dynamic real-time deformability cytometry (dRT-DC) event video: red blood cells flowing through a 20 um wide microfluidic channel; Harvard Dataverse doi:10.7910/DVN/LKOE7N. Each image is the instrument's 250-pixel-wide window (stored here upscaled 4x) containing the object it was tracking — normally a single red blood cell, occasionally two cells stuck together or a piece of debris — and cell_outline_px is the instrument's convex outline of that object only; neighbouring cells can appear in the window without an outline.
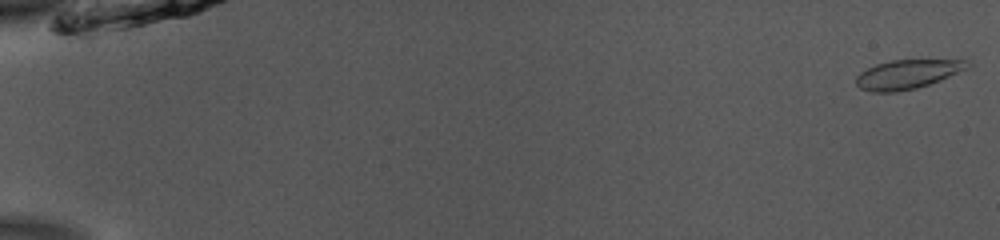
{"species": "common noctule bat (a hibernating species)", "species_latin": "Nyctalus noctula", "temperature_condition": "room temperature", "stored_images_in_passage": 53, "camera_frame_rate_fps": 3000, "um_per_image_px": 0.085, "animal": {"sex": "male", "body_mass_g": 13.0, "forearm_length_mm": 53.1}, "frame": {"image": 1, "passage_image": 1, "time_ms": 0.0, "image_size_px": [1000, 240], "cell_outline_px": [[972, 64], [968, 68], [928, 84], [916, 88], [896, 92], [872, 92], [860, 88], [856, 84], [856, 76], [860, 72], [876, 64], [892, 60], [968, 60]], "centroid_in_image_um": [77.1, 6.31], "position_along_channel_um": 7.9, "area_um2": 18.67}}
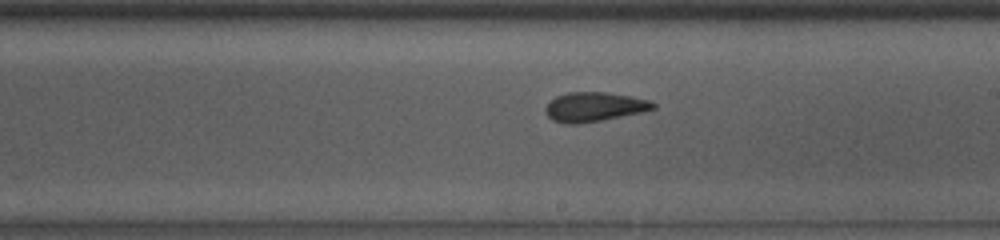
{"frame": {"image": 2, "passage_image": 32, "time_ms": 10.333, "image_size_px": [1000, 240], "cell_outline_px": [[656, 108], [640, 112], [580, 124], [564, 124], [552, 120], [548, 116], [544, 108], [556, 96], [568, 92], [604, 92], [652, 100], [656, 104]], "centroid_in_image_um": [50.49, 9.08], "position_along_channel_um": 238.5, "area_um2": 18.26}}
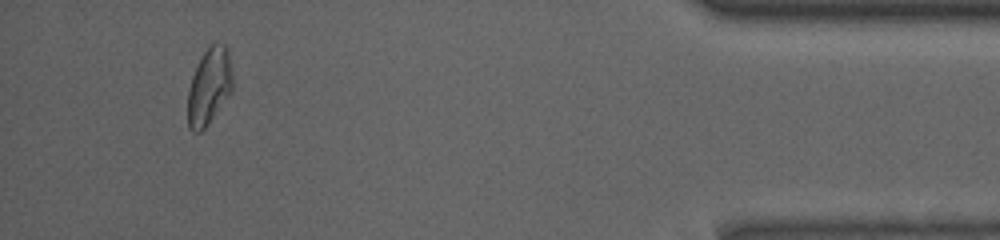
{"frame": {"image": 3, "passage_image": 50, "time_ms": 16.333, "image_size_px": [1000, 240], "cell_outline_px": [[232, 88], [208, 124], [200, 132], [192, 132], [188, 128], [188, 88], [192, 76], [204, 52], [212, 44], [224, 44], [228, 48], [232, 72]], "centroid_in_image_um": [17.76, 7.35], "position_along_channel_um": 417.4, "area_um2": 19.59}, "authors_computed_cell_mechanics": {"area_um2": 19.0162, "velocity_mm_per_s": 3.8809, "shape_relaxation_time_tau1_ms": 10.6329, "shape_relaxation_time_tau2_ms": 1.947, "deformation_change_tau1": 0.1698, "deformation_change_tau2": 0.0962}}